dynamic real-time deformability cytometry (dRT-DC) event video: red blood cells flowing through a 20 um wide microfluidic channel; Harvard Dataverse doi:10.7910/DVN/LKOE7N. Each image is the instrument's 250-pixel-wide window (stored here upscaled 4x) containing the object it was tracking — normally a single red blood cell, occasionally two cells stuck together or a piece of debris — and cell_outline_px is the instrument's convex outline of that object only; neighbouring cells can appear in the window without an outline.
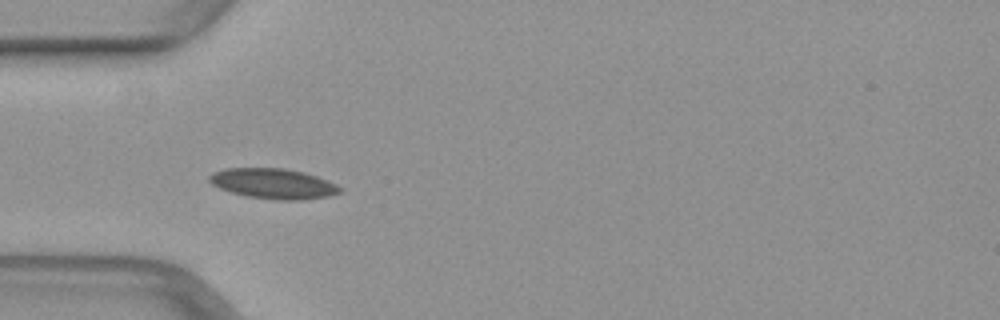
{"species": "common noctule bat (a hibernating species)", "species_latin": "Nyctalus noctula", "temperature_condition": "warm", "stored_images_in_passage": 4, "camera_frame_rate_fps": 3000, "um_per_image_px": 0.085, "animal": {"sex": "female", "body_mass_g": 29.2, "forearm_length_mm": 56.3}, "frame": {"image": 1, "passage_image": 1, "time_ms": 0.0, "image_size_px": [1000, 320], "cell_outline_px": [[344, 192], [328, 196], [304, 200], [280, 200], [244, 196], [220, 188], [212, 184], [208, 180], [208, 176], [212, 172], [224, 168], [284, 168], [304, 172], [328, 180], [344, 188]], "centroid_in_image_um": [23.26, 15.61], "position_along_channel_um": 61.7, "area_um2": 23.29}}